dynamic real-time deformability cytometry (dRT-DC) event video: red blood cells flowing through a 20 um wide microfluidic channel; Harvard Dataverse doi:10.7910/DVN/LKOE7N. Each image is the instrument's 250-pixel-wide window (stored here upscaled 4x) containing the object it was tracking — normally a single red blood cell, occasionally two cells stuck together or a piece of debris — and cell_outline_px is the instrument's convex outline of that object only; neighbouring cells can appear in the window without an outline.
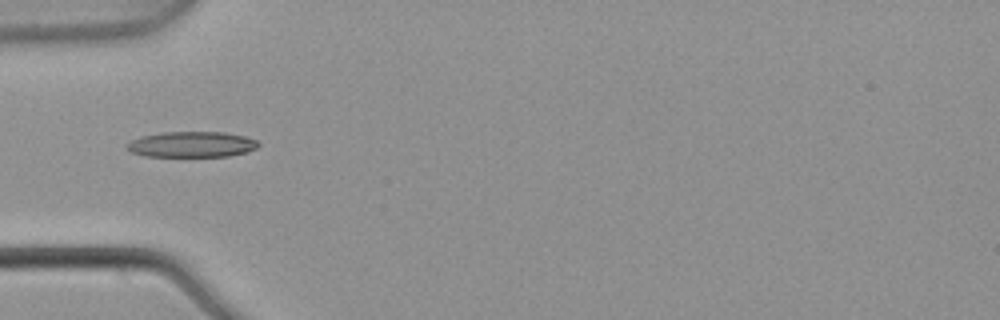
{"species": "common noctule bat (a hibernating species)", "species_latin": "Nyctalus noctula", "temperature_condition": "warm", "stored_images_in_passage": 5, "camera_frame_rate_fps": 3000, "um_per_image_px": 0.085, "animal": {"sex": "male", "body_mass_g": 21.5, "forearm_length_mm": 52.0}, "frame": {"image": 1, "passage_image": 5, "time_ms": 1.333, "image_size_px": [1000, 320], "cell_outline_px": [[260, 144], [256, 148], [248, 152], [228, 156], [144, 156], [132, 152], [128, 148], [128, 144], [132, 140], [140, 136], [164, 132], [224, 132], [244, 136], [256, 140]], "centroid_in_image_um": [16.33, 12.27], "position_along_channel_um": 68.7, "area_um2": 19.54}}